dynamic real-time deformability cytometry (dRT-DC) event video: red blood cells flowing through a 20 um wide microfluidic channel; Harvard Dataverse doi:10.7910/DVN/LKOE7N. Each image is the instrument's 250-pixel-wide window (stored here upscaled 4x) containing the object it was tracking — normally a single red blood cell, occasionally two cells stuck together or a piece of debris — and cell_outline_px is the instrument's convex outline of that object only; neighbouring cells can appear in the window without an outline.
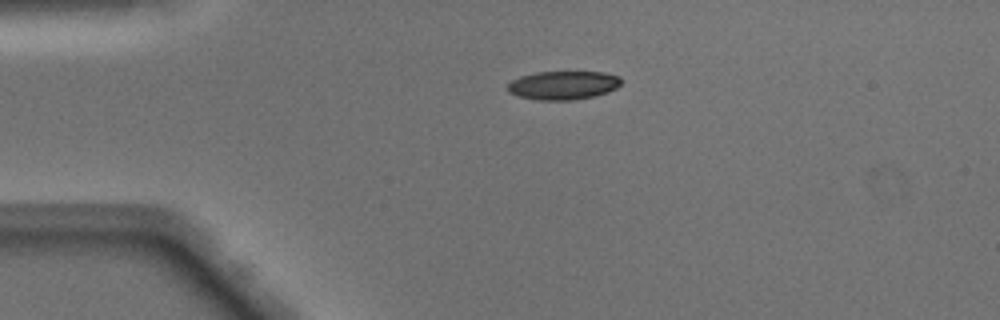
{"species": "Egyptian fruit bat (a non-hibernating species)", "species_latin": "Rousettus aegyptiacus", "temperature_condition": "warm", "stored_images_in_passage": 39, "camera_frame_rate_fps": 3000, "um_per_image_px": 0.085, "animal": {"sex": "male"}, "frame": {"image": 1, "passage_image": 1, "time_ms": 0.0, "image_size_px": [1000, 320], "cell_outline_px": [[620, 84], [616, 88], [608, 92], [596, 96], [572, 100], [540, 100], [520, 96], [508, 92], [508, 84], [512, 80], [520, 76], [536, 72], [604, 72], [620, 76]], "centroid_in_image_um": [47.89, 7.24], "position_along_channel_um": 37.1, "area_um2": 18.9}}
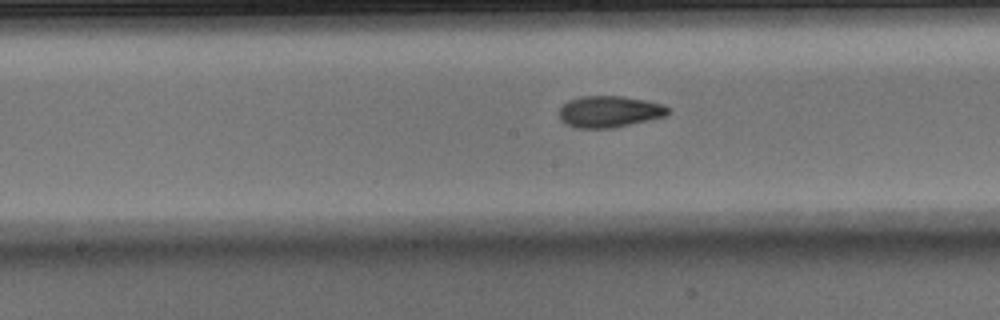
{"frame": {"image": 2, "passage_image": 15, "time_ms": 4.667, "image_size_px": [1000, 320], "cell_outline_px": [[672, 112], [664, 116], [612, 128], [576, 128], [564, 124], [560, 120], [560, 108], [568, 100], [580, 96], [624, 96], [664, 104], [672, 108]], "centroid_in_image_um": [51.8, 9.48], "position_along_channel_um": 196.4, "area_um2": 20.11}}
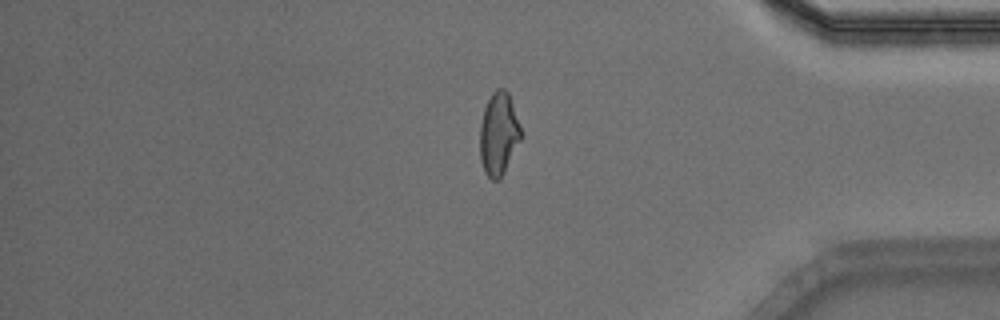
{"frame": {"image": 3, "passage_image": 31, "time_ms": 10.0, "image_size_px": [1000, 320], "cell_outline_px": [[520, 140], [500, 180], [492, 180], [484, 172], [480, 160], [480, 124], [484, 108], [492, 92], [496, 88], [504, 88], [508, 92], [520, 128]], "centroid_in_image_um": [42.35, 11.39], "position_along_channel_um": 392.8, "area_um2": 19.54}, "authors_computed_cell_mechanics": {"area_um2": 19.7676, "velocity_mm_per_s": 4.1292, "shape_relaxation_time_tau1_ms": 11.1451, "shape_relaxation_time_tau2_ms": 2.1289, "deformation_change_tau1": 0.2844, "deformation_change_tau2": 0.088}}